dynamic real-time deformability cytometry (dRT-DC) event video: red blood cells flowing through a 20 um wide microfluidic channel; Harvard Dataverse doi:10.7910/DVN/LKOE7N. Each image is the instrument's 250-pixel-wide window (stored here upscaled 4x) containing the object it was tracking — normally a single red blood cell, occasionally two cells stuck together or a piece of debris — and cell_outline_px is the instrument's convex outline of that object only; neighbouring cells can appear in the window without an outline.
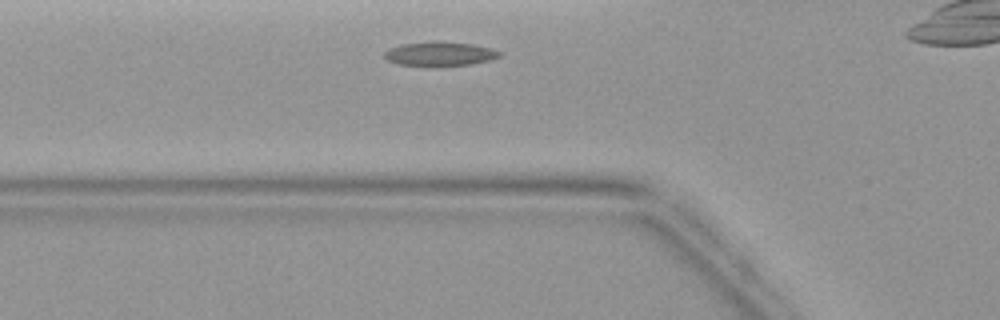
{"species": "common noctule bat (a hibernating species)", "species_latin": "Nyctalus noctula", "temperature_condition": "warm", "stored_images_in_passage": 3, "camera_frame_rate_fps": 3000, "um_per_image_px": 0.085, "animal": {"sex": "female", "body_mass_g": 19.9}, "frame": {"image": 1, "passage_image": 2, "time_ms": 1.333, "image_size_px": [1000, 320], "cell_outline_px": [[500, 56], [492, 60], [468, 64], [400, 64], [388, 60], [384, 56], [384, 52], [388, 48], [400, 44], [436, 40], [472, 44], [492, 48], [500, 52]], "centroid_in_image_um": [37.39, 4.52], "position_along_channel_um": 88.4, "area_um2": 15.78}}